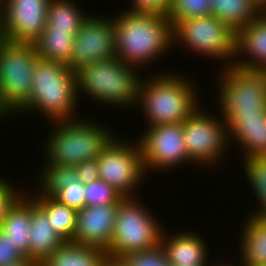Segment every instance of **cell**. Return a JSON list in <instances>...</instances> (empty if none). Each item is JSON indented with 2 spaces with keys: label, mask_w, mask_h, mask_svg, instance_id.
Masks as SVG:
<instances>
[{
  "label": "cell",
  "mask_w": 266,
  "mask_h": 266,
  "mask_svg": "<svg viewBox=\"0 0 266 266\" xmlns=\"http://www.w3.org/2000/svg\"><path fill=\"white\" fill-rule=\"evenodd\" d=\"M112 17L116 57L122 62L141 72L173 51V24L167 15L125 9Z\"/></svg>",
  "instance_id": "cell-1"
},
{
  "label": "cell",
  "mask_w": 266,
  "mask_h": 266,
  "mask_svg": "<svg viewBox=\"0 0 266 266\" xmlns=\"http://www.w3.org/2000/svg\"><path fill=\"white\" fill-rule=\"evenodd\" d=\"M154 73L151 77H148L150 73L141 77L138 88L135 109L143 111L139 112L148 122L145 127L182 123L200 106V89L194 84L196 81L180 71Z\"/></svg>",
  "instance_id": "cell-2"
},
{
  "label": "cell",
  "mask_w": 266,
  "mask_h": 266,
  "mask_svg": "<svg viewBox=\"0 0 266 266\" xmlns=\"http://www.w3.org/2000/svg\"><path fill=\"white\" fill-rule=\"evenodd\" d=\"M76 75L66 64L38 58L32 78L30 100L16 113L37 114L53 121L78 118ZM78 114V115H77Z\"/></svg>",
  "instance_id": "cell-3"
},
{
  "label": "cell",
  "mask_w": 266,
  "mask_h": 266,
  "mask_svg": "<svg viewBox=\"0 0 266 266\" xmlns=\"http://www.w3.org/2000/svg\"><path fill=\"white\" fill-rule=\"evenodd\" d=\"M82 116L51 122L52 129L42 145L45 164L76 166L97 159L117 135L105 124L91 120L92 116L88 119Z\"/></svg>",
  "instance_id": "cell-4"
},
{
  "label": "cell",
  "mask_w": 266,
  "mask_h": 266,
  "mask_svg": "<svg viewBox=\"0 0 266 266\" xmlns=\"http://www.w3.org/2000/svg\"><path fill=\"white\" fill-rule=\"evenodd\" d=\"M75 75L78 99H81L82 95H88V98L103 106L106 104V107H132L130 109L135 110L133 107L136 106L143 73L134 66L114 57L82 66Z\"/></svg>",
  "instance_id": "cell-5"
},
{
  "label": "cell",
  "mask_w": 266,
  "mask_h": 266,
  "mask_svg": "<svg viewBox=\"0 0 266 266\" xmlns=\"http://www.w3.org/2000/svg\"><path fill=\"white\" fill-rule=\"evenodd\" d=\"M140 199L125 197L119 203L111 243L106 250L109 258L120 260L130 253L160 244L162 230L166 227Z\"/></svg>",
  "instance_id": "cell-6"
},
{
  "label": "cell",
  "mask_w": 266,
  "mask_h": 266,
  "mask_svg": "<svg viewBox=\"0 0 266 266\" xmlns=\"http://www.w3.org/2000/svg\"><path fill=\"white\" fill-rule=\"evenodd\" d=\"M38 58L32 43L0 38V111L6 118H14L30 100Z\"/></svg>",
  "instance_id": "cell-7"
},
{
  "label": "cell",
  "mask_w": 266,
  "mask_h": 266,
  "mask_svg": "<svg viewBox=\"0 0 266 266\" xmlns=\"http://www.w3.org/2000/svg\"><path fill=\"white\" fill-rule=\"evenodd\" d=\"M218 60L224 67L233 65L236 53V32L213 15L178 20L173 24V47ZM187 47V48H186Z\"/></svg>",
  "instance_id": "cell-8"
},
{
  "label": "cell",
  "mask_w": 266,
  "mask_h": 266,
  "mask_svg": "<svg viewBox=\"0 0 266 266\" xmlns=\"http://www.w3.org/2000/svg\"><path fill=\"white\" fill-rule=\"evenodd\" d=\"M218 69L217 105L222 118L258 115L266 107V71L235 65Z\"/></svg>",
  "instance_id": "cell-9"
},
{
  "label": "cell",
  "mask_w": 266,
  "mask_h": 266,
  "mask_svg": "<svg viewBox=\"0 0 266 266\" xmlns=\"http://www.w3.org/2000/svg\"><path fill=\"white\" fill-rule=\"evenodd\" d=\"M202 106L183 121V136L191 165L208 170L228 158L231 144L224 119L219 113L206 112Z\"/></svg>",
  "instance_id": "cell-10"
},
{
  "label": "cell",
  "mask_w": 266,
  "mask_h": 266,
  "mask_svg": "<svg viewBox=\"0 0 266 266\" xmlns=\"http://www.w3.org/2000/svg\"><path fill=\"white\" fill-rule=\"evenodd\" d=\"M117 135L98 157L99 179L123 197H137V191L146 181L142 153L137 140L123 139ZM121 138V139H120ZM136 190V191H135Z\"/></svg>",
  "instance_id": "cell-11"
},
{
  "label": "cell",
  "mask_w": 266,
  "mask_h": 266,
  "mask_svg": "<svg viewBox=\"0 0 266 266\" xmlns=\"http://www.w3.org/2000/svg\"><path fill=\"white\" fill-rule=\"evenodd\" d=\"M137 141L147 176L150 172H172L187 163L191 165L183 136V122L146 127Z\"/></svg>",
  "instance_id": "cell-12"
},
{
  "label": "cell",
  "mask_w": 266,
  "mask_h": 266,
  "mask_svg": "<svg viewBox=\"0 0 266 266\" xmlns=\"http://www.w3.org/2000/svg\"><path fill=\"white\" fill-rule=\"evenodd\" d=\"M89 13L74 37L67 67L76 72L82 66L116 57L114 18ZM109 16V17H108Z\"/></svg>",
  "instance_id": "cell-13"
},
{
  "label": "cell",
  "mask_w": 266,
  "mask_h": 266,
  "mask_svg": "<svg viewBox=\"0 0 266 266\" xmlns=\"http://www.w3.org/2000/svg\"><path fill=\"white\" fill-rule=\"evenodd\" d=\"M51 0H1L0 38L31 43L46 27Z\"/></svg>",
  "instance_id": "cell-14"
},
{
  "label": "cell",
  "mask_w": 266,
  "mask_h": 266,
  "mask_svg": "<svg viewBox=\"0 0 266 266\" xmlns=\"http://www.w3.org/2000/svg\"><path fill=\"white\" fill-rule=\"evenodd\" d=\"M124 198L114 204L85 206L78 210L72 242L107 250L114 231L116 212Z\"/></svg>",
  "instance_id": "cell-15"
},
{
  "label": "cell",
  "mask_w": 266,
  "mask_h": 266,
  "mask_svg": "<svg viewBox=\"0 0 266 266\" xmlns=\"http://www.w3.org/2000/svg\"><path fill=\"white\" fill-rule=\"evenodd\" d=\"M178 231L172 234L168 233L169 230L163 229L160 238V244L172 266L213 265L210 259L212 252L209 251L211 248L204 236L195 233L196 231H187L185 228L183 230L179 228Z\"/></svg>",
  "instance_id": "cell-16"
},
{
  "label": "cell",
  "mask_w": 266,
  "mask_h": 266,
  "mask_svg": "<svg viewBox=\"0 0 266 266\" xmlns=\"http://www.w3.org/2000/svg\"><path fill=\"white\" fill-rule=\"evenodd\" d=\"M233 65L251 71H266V11L236 32Z\"/></svg>",
  "instance_id": "cell-17"
},
{
  "label": "cell",
  "mask_w": 266,
  "mask_h": 266,
  "mask_svg": "<svg viewBox=\"0 0 266 266\" xmlns=\"http://www.w3.org/2000/svg\"><path fill=\"white\" fill-rule=\"evenodd\" d=\"M223 119L228 128L229 143L237 144L244 158L266 155V107L258 115Z\"/></svg>",
  "instance_id": "cell-18"
},
{
  "label": "cell",
  "mask_w": 266,
  "mask_h": 266,
  "mask_svg": "<svg viewBox=\"0 0 266 266\" xmlns=\"http://www.w3.org/2000/svg\"><path fill=\"white\" fill-rule=\"evenodd\" d=\"M243 223L237 241L240 242L237 262H242V266H266V216L247 214Z\"/></svg>",
  "instance_id": "cell-19"
},
{
  "label": "cell",
  "mask_w": 266,
  "mask_h": 266,
  "mask_svg": "<svg viewBox=\"0 0 266 266\" xmlns=\"http://www.w3.org/2000/svg\"><path fill=\"white\" fill-rule=\"evenodd\" d=\"M65 241L58 236L46 216L32 199V216L29 236V260L42 263Z\"/></svg>",
  "instance_id": "cell-20"
},
{
  "label": "cell",
  "mask_w": 266,
  "mask_h": 266,
  "mask_svg": "<svg viewBox=\"0 0 266 266\" xmlns=\"http://www.w3.org/2000/svg\"><path fill=\"white\" fill-rule=\"evenodd\" d=\"M32 198L25 192L9 209L0 229L29 259Z\"/></svg>",
  "instance_id": "cell-21"
},
{
  "label": "cell",
  "mask_w": 266,
  "mask_h": 266,
  "mask_svg": "<svg viewBox=\"0 0 266 266\" xmlns=\"http://www.w3.org/2000/svg\"><path fill=\"white\" fill-rule=\"evenodd\" d=\"M34 190L35 193H33V190L32 193L26 190V193L46 214L51 228H53L58 236L65 242H72L76 233L77 210L59 203L52 196L41 194L37 188H34Z\"/></svg>",
  "instance_id": "cell-22"
},
{
  "label": "cell",
  "mask_w": 266,
  "mask_h": 266,
  "mask_svg": "<svg viewBox=\"0 0 266 266\" xmlns=\"http://www.w3.org/2000/svg\"><path fill=\"white\" fill-rule=\"evenodd\" d=\"M107 258L105 249L64 242L40 266H102Z\"/></svg>",
  "instance_id": "cell-23"
},
{
  "label": "cell",
  "mask_w": 266,
  "mask_h": 266,
  "mask_svg": "<svg viewBox=\"0 0 266 266\" xmlns=\"http://www.w3.org/2000/svg\"><path fill=\"white\" fill-rule=\"evenodd\" d=\"M77 32L50 30L46 26L31 43L40 59L67 64L72 54L74 37Z\"/></svg>",
  "instance_id": "cell-24"
},
{
  "label": "cell",
  "mask_w": 266,
  "mask_h": 266,
  "mask_svg": "<svg viewBox=\"0 0 266 266\" xmlns=\"http://www.w3.org/2000/svg\"><path fill=\"white\" fill-rule=\"evenodd\" d=\"M262 12L254 0H212L211 15L235 32L250 24Z\"/></svg>",
  "instance_id": "cell-25"
},
{
  "label": "cell",
  "mask_w": 266,
  "mask_h": 266,
  "mask_svg": "<svg viewBox=\"0 0 266 266\" xmlns=\"http://www.w3.org/2000/svg\"><path fill=\"white\" fill-rule=\"evenodd\" d=\"M74 0H51L48 6L46 26L50 30L78 31L89 15Z\"/></svg>",
  "instance_id": "cell-26"
},
{
  "label": "cell",
  "mask_w": 266,
  "mask_h": 266,
  "mask_svg": "<svg viewBox=\"0 0 266 266\" xmlns=\"http://www.w3.org/2000/svg\"><path fill=\"white\" fill-rule=\"evenodd\" d=\"M242 167L245 172V177L250 186V190L254 194L253 197L257 201V206L250 213L252 216H266V155H257L248 158H243Z\"/></svg>",
  "instance_id": "cell-27"
},
{
  "label": "cell",
  "mask_w": 266,
  "mask_h": 266,
  "mask_svg": "<svg viewBox=\"0 0 266 266\" xmlns=\"http://www.w3.org/2000/svg\"><path fill=\"white\" fill-rule=\"evenodd\" d=\"M40 169L38 185L35 187L47 196L53 197L66 183L81 182L75 166L45 164Z\"/></svg>",
  "instance_id": "cell-28"
},
{
  "label": "cell",
  "mask_w": 266,
  "mask_h": 266,
  "mask_svg": "<svg viewBox=\"0 0 266 266\" xmlns=\"http://www.w3.org/2000/svg\"><path fill=\"white\" fill-rule=\"evenodd\" d=\"M212 0H170L167 16L174 24L178 20L211 15Z\"/></svg>",
  "instance_id": "cell-29"
},
{
  "label": "cell",
  "mask_w": 266,
  "mask_h": 266,
  "mask_svg": "<svg viewBox=\"0 0 266 266\" xmlns=\"http://www.w3.org/2000/svg\"><path fill=\"white\" fill-rule=\"evenodd\" d=\"M86 206L106 205L117 203L123 196L109 184L95 180L85 184Z\"/></svg>",
  "instance_id": "cell-30"
},
{
  "label": "cell",
  "mask_w": 266,
  "mask_h": 266,
  "mask_svg": "<svg viewBox=\"0 0 266 266\" xmlns=\"http://www.w3.org/2000/svg\"><path fill=\"white\" fill-rule=\"evenodd\" d=\"M120 260L125 266H172L161 244L151 249L130 253Z\"/></svg>",
  "instance_id": "cell-31"
},
{
  "label": "cell",
  "mask_w": 266,
  "mask_h": 266,
  "mask_svg": "<svg viewBox=\"0 0 266 266\" xmlns=\"http://www.w3.org/2000/svg\"><path fill=\"white\" fill-rule=\"evenodd\" d=\"M85 184L82 182L66 183V186L61 188L53 198L59 203L74 208L77 211L86 206L85 199Z\"/></svg>",
  "instance_id": "cell-32"
},
{
  "label": "cell",
  "mask_w": 266,
  "mask_h": 266,
  "mask_svg": "<svg viewBox=\"0 0 266 266\" xmlns=\"http://www.w3.org/2000/svg\"><path fill=\"white\" fill-rule=\"evenodd\" d=\"M25 192V188L16 187L8 178L0 177V227L9 209Z\"/></svg>",
  "instance_id": "cell-33"
},
{
  "label": "cell",
  "mask_w": 266,
  "mask_h": 266,
  "mask_svg": "<svg viewBox=\"0 0 266 266\" xmlns=\"http://www.w3.org/2000/svg\"><path fill=\"white\" fill-rule=\"evenodd\" d=\"M26 258L0 229V266L15 265L24 261Z\"/></svg>",
  "instance_id": "cell-34"
},
{
  "label": "cell",
  "mask_w": 266,
  "mask_h": 266,
  "mask_svg": "<svg viewBox=\"0 0 266 266\" xmlns=\"http://www.w3.org/2000/svg\"><path fill=\"white\" fill-rule=\"evenodd\" d=\"M131 4L127 10L133 12H144L167 15L170 0H130Z\"/></svg>",
  "instance_id": "cell-35"
},
{
  "label": "cell",
  "mask_w": 266,
  "mask_h": 266,
  "mask_svg": "<svg viewBox=\"0 0 266 266\" xmlns=\"http://www.w3.org/2000/svg\"><path fill=\"white\" fill-rule=\"evenodd\" d=\"M78 173L79 180L83 184L91 183L99 179V165L98 158L83 161L75 166Z\"/></svg>",
  "instance_id": "cell-36"
},
{
  "label": "cell",
  "mask_w": 266,
  "mask_h": 266,
  "mask_svg": "<svg viewBox=\"0 0 266 266\" xmlns=\"http://www.w3.org/2000/svg\"><path fill=\"white\" fill-rule=\"evenodd\" d=\"M226 260L227 259H224V261H222L221 259L219 261L216 260V262H214L213 265H211V266H238V265L242 266L240 263L237 264V262H235L236 263V265H235V263L233 261L228 262V260L227 261Z\"/></svg>",
  "instance_id": "cell-37"
},
{
  "label": "cell",
  "mask_w": 266,
  "mask_h": 266,
  "mask_svg": "<svg viewBox=\"0 0 266 266\" xmlns=\"http://www.w3.org/2000/svg\"><path fill=\"white\" fill-rule=\"evenodd\" d=\"M102 266H125L121 260H116L112 258H107Z\"/></svg>",
  "instance_id": "cell-38"
},
{
  "label": "cell",
  "mask_w": 266,
  "mask_h": 266,
  "mask_svg": "<svg viewBox=\"0 0 266 266\" xmlns=\"http://www.w3.org/2000/svg\"><path fill=\"white\" fill-rule=\"evenodd\" d=\"M11 266H40V263L26 258L24 261Z\"/></svg>",
  "instance_id": "cell-39"
},
{
  "label": "cell",
  "mask_w": 266,
  "mask_h": 266,
  "mask_svg": "<svg viewBox=\"0 0 266 266\" xmlns=\"http://www.w3.org/2000/svg\"><path fill=\"white\" fill-rule=\"evenodd\" d=\"M258 6L265 11L266 10V0H254Z\"/></svg>",
  "instance_id": "cell-40"
},
{
  "label": "cell",
  "mask_w": 266,
  "mask_h": 266,
  "mask_svg": "<svg viewBox=\"0 0 266 266\" xmlns=\"http://www.w3.org/2000/svg\"><path fill=\"white\" fill-rule=\"evenodd\" d=\"M7 120L8 118H6V116L0 111V124H1V121L3 122V120Z\"/></svg>",
  "instance_id": "cell-41"
}]
</instances>
